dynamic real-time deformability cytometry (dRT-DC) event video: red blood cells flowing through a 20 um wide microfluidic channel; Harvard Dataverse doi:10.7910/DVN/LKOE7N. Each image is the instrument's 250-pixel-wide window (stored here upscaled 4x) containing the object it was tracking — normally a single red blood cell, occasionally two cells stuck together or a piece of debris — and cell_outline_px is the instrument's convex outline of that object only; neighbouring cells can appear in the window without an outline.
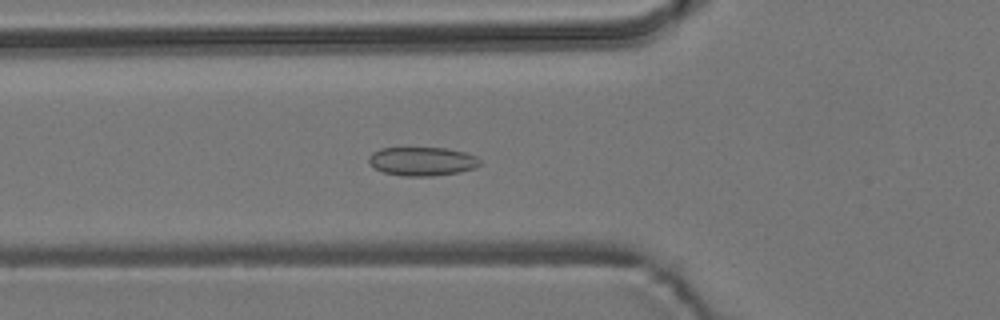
{"species": "common noctule bat (a hibernating species)", "species_latin": "Nyctalus noctula", "temperature_condition": "room temperature", "stored_images_in_passage": 54, "camera_frame_rate_fps": 3000, "um_per_image_px": 0.085, "animal": {"sex": "male", "body_mass_g": 19.2, "forearm_length_mm": 51.8}, "frame": {"image": 1, "passage_image": 19, "time_ms": 6.0, "image_size_px": [1000, 320], "cell_outline_px": [[480, 164], [476, 168], [460, 172], [432, 176], [404, 176], [384, 172], [376, 168], [368, 160], [368, 156], [372, 152], [380, 148], [448, 148], [464, 152], [476, 156], [480, 160]], "centroid_in_image_um": [35.91, 13.71], "position_along_channel_um": 89.9, "area_um2": 18.61}}
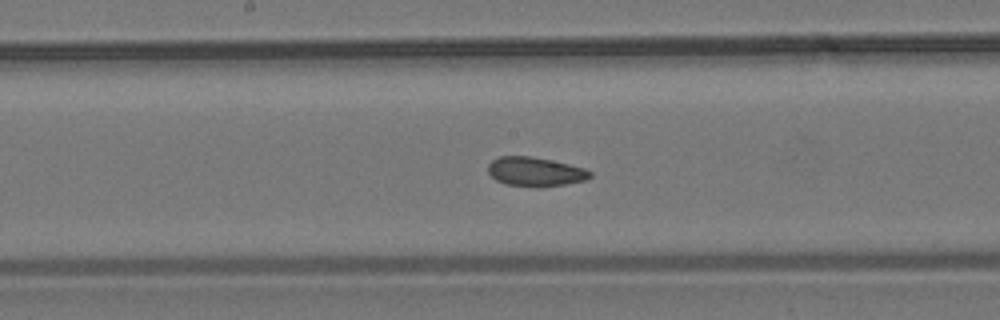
{"frame": {"image": 2, "passage_image": 28, "time_ms": 9.0, "image_size_px": [1000, 320], "cell_outline_px": [[592, 176], [588, 180], [540, 188], [536, 188], [504, 184], [496, 180], [488, 172], [488, 164], [492, 160], [500, 156], [528, 156], [552, 160], [584, 168], [592, 172]], "centroid_in_image_um": [45.5, 14.61], "position_along_channel_um": 202.7, "area_um2": 17.57}}
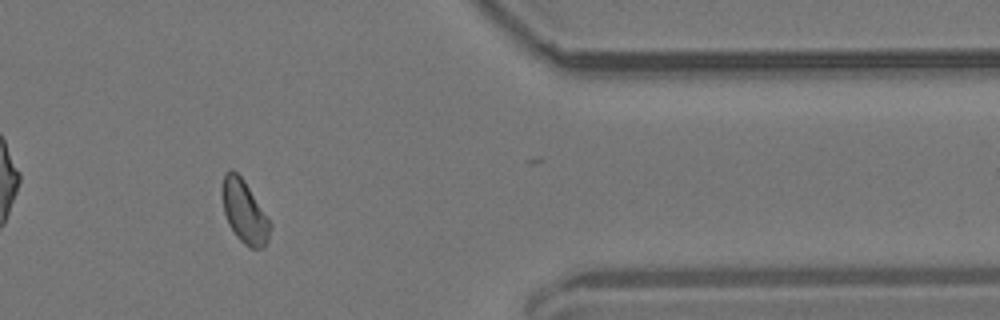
{"frame": {"image": 3, "passage_image": 45, "time_ms": 14.667, "image_size_px": [1000, 320], "cell_outline_px": [[272, 224], [268, 240], [264, 248], [248, 248], [236, 236], [228, 224], [224, 212], [220, 196], [220, 188], [224, 172], [228, 168], [232, 168], [244, 180]], "centroid_in_image_um": [20.73, 17.97], "position_along_channel_um": 390.7, "area_um2": 17.98}, "authors_computed_cell_mechanics": {"area_um2": 17.8602, "velocity_mm_per_s": 3.7478, "shape_relaxation_time_tau1_ms": null, "shape_relaxation_time_tau2_ms": 3.0227, "deformation_change_tau1": null, "deformation_change_tau2": 0.0683}}